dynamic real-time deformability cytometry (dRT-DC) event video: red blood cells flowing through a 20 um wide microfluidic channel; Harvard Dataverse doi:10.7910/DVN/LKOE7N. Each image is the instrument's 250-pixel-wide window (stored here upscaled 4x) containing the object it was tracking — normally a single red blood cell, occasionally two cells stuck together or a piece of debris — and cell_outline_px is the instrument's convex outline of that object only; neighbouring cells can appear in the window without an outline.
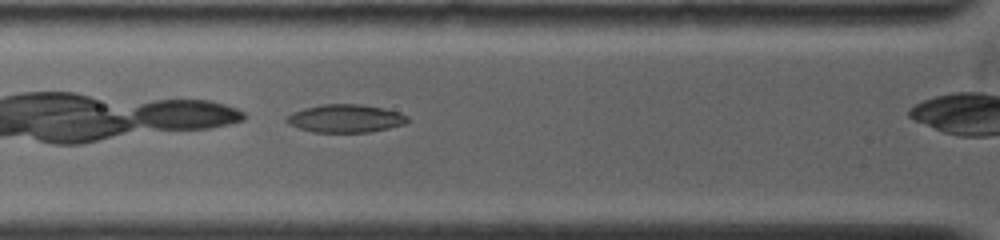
{"species": "common noctule bat (a hibernating species)", "species_latin": "Nyctalus noctula", "temperature_condition": "warm", "stored_images_in_passage": 37, "camera_frame_rate_fps": 5000, "um_per_image_px": 0.085, "animal": {"sex": "female", "body_mass_g": 19.0, "forearm_length_mm": 53.3}, "frame": {"image": 1, "passage_image": 6, "time_ms": 1.4, "image_size_px": [1000, 240], "cell_outline_px": [[408, 120], [404, 124], [388, 128], [368, 132], [312, 132], [288, 124], [284, 120], [284, 116], [292, 112], [304, 108], [320, 104], [360, 104], [384, 108], [400, 112], [408, 116]], "centroid_in_image_um": [29.32, 10.06], "position_along_channel_um": 96.5, "area_um2": 19.88}}